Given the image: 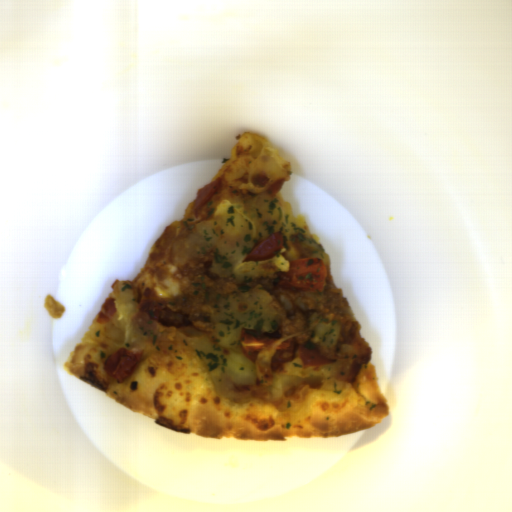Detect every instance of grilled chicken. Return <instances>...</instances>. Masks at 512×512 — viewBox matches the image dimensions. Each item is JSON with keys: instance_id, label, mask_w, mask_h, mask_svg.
<instances>
[{"instance_id": "obj_1", "label": "grilled chicken", "mask_w": 512, "mask_h": 512, "mask_svg": "<svg viewBox=\"0 0 512 512\" xmlns=\"http://www.w3.org/2000/svg\"><path fill=\"white\" fill-rule=\"evenodd\" d=\"M215 253L216 247L211 248L181 267L178 273L188 282L180 296L162 298L152 288L144 293L139 311L164 327L192 326L203 334L211 333L215 310L204 304L208 292L227 297L239 292L234 277H219L211 270Z\"/></svg>"}]
</instances>
